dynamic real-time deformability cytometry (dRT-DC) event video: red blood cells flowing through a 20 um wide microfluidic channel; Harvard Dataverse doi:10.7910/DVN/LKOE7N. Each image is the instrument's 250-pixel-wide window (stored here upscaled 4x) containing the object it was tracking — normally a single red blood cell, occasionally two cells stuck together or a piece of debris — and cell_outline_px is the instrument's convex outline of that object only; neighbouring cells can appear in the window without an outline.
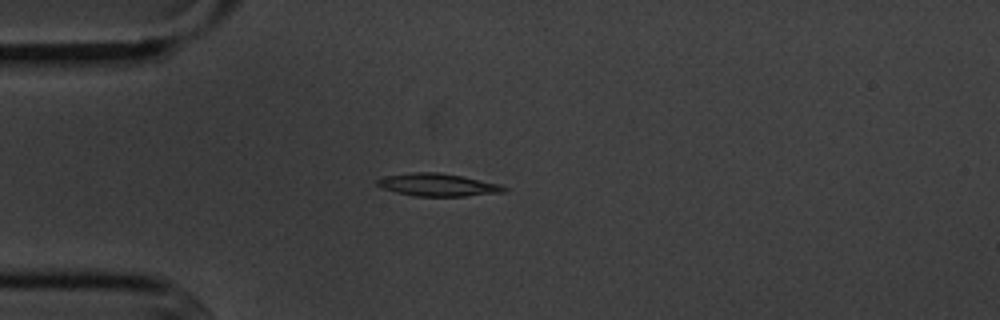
{"species": "common noctule bat (a hibernating species)", "species_latin": "Nyctalus noctula", "temperature_condition": "cold", "stored_images_in_passage": 1, "camera_frame_rate_fps": 3000, "um_per_image_px": 0.085, "animal": {"sex": "male", "body_mass_g": 20.1, "forearm_length_mm": 53.5}, "frame": {"image": 1, "passage_image": 1, "time_ms": 0.0, "image_size_px": [1000, 320], "cell_outline_px": [[508, 188], [504, 192], [464, 196], [416, 196], [396, 192], [384, 188], [376, 184], [376, 180], [384, 176], [412, 172], [440, 172], [464, 176], [500, 184]], "centroid_in_image_um": [37.23, 15.7], "position_along_channel_um": 47.8, "area_um2": 16.76}}